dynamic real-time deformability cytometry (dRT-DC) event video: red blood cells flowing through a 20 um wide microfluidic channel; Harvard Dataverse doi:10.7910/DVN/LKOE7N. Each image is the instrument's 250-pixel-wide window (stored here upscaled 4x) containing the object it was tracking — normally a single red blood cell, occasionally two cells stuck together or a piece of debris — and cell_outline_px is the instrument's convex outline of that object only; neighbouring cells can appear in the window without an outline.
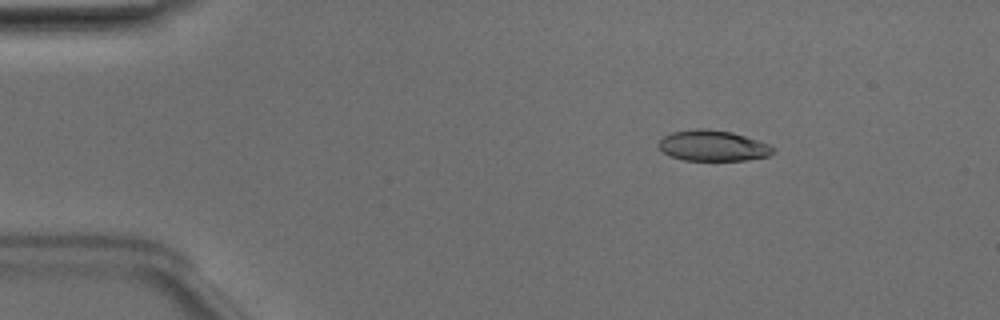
{"species": "Egyptian fruit bat (a non-hibernating species)", "species_latin": "Rousettus aegyptiacus", "temperature_condition": "room temperature", "stored_images_in_passage": 5, "camera_frame_rate_fps": 3000, "um_per_image_px": 0.085, "animal": {"sex": "male"}, "frame": {"image": 1, "passage_image": 3, "time_ms": 0.667, "image_size_px": [1000, 320], "cell_outline_px": [[776, 152], [768, 156], [744, 160], [684, 160], [672, 156], [664, 152], [656, 144], [664, 136], [672, 132], [696, 128], [708, 128], [732, 132], [768, 144], [776, 148]], "centroid_in_image_um": [60.6, 12.37], "position_along_channel_um": 24.4, "area_um2": 20.46}}